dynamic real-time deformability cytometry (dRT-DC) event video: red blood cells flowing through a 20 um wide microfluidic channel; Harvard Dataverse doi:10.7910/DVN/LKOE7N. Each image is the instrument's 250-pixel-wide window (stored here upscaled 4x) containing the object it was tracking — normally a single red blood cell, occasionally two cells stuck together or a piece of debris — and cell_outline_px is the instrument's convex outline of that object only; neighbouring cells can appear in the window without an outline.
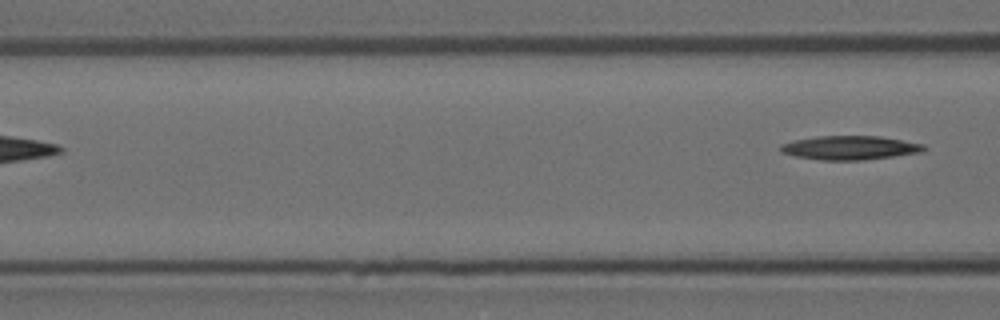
{"species": "Egyptian fruit bat (a non-hibernating species)", "species_latin": "Rousettus aegyptiacus", "temperature_condition": "room temperature", "stored_images_in_passage": 3, "camera_frame_rate_fps": 3000, "um_per_image_px": 0.085, "animal": {"sex": "female"}, "frame": {"image": 1, "passage_image": 3, "time_ms": 0.667, "image_size_px": [1000, 320], "cell_outline_px": [[928, 148], [920, 152], [864, 160], [820, 160], [796, 156], [780, 152], [780, 144], [796, 140], [816, 136], [880, 136], [924, 144]], "centroid_in_image_um": [72.23, 12.55], "position_along_channel_um": 94.4, "area_um2": 19.88}}